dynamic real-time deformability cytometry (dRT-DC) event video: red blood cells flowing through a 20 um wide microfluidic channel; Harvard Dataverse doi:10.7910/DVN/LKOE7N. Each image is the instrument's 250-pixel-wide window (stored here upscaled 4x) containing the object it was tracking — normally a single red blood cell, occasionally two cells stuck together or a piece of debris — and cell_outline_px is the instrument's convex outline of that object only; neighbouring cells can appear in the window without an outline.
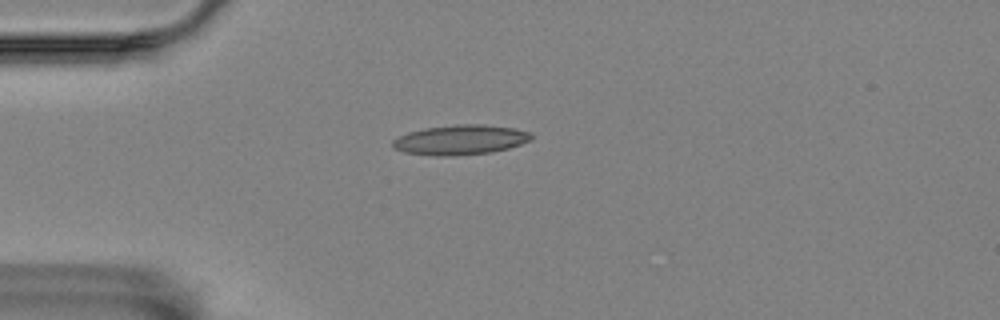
{"species": "Egyptian fruit bat (a non-hibernating species)", "species_latin": "Rousettus aegyptiacus", "temperature_condition": "room temperature", "stored_images_in_passage": 2, "camera_frame_rate_fps": 3000, "um_per_image_px": 0.085, "animal": {"sex": "female"}, "frame": {"image": 1, "passage_image": 2, "time_ms": 0.333, "image_size_px": [1000, 320], "cell_outline_px": [[532, 140], [508, 148], [492, 152], [456, 156], [436, 156], [404, 152], [392, 148], [392, 140], [408, 132], [424, 128], [456, 124], [484, 124], [512, 128], [528, 132], [532, 136]], "centroid_in_image_um": [39.1, 11.89], "position_along_channel_um": 45.9, "area_um2": 24.16}}